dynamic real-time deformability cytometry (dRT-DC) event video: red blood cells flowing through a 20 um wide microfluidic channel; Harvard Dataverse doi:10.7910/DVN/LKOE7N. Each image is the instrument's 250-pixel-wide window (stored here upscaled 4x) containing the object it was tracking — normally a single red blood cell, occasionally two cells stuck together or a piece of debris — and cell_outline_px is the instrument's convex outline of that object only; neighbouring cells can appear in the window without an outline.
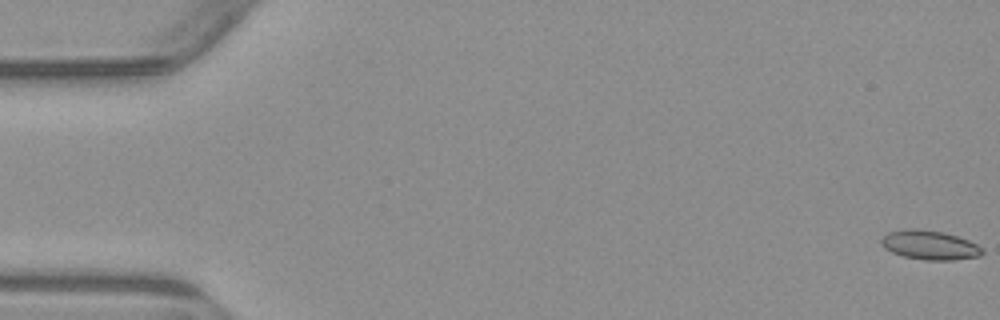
{"species": "common noctule bat (a hibernating species)", "species_latin": "Nyctalus noctula", "temperature_condition": "warm", "stored_images_in_passage": 4, "segment_of_instrument_passage": [2, 2], "camera_frame_rate_fps": 3000, "um_per_image_px": 0.085, "animal": {"sex": "male", "body_mass_g": 23.1, "forearm_length_mm": 52.7}, "frame": {"image": 1, "passage_image": 4, "time_ms": 4.667, "image_size_px": [1000, 320], "cell_outline_px": [[984, 252], [980, 256], [952, 260], [924, 260], [904, 256], [892, 252], [884, 248], [880, 244], [880, 240], [888, 232], [904, 228], [920, 228], [944, 232], [968, 240], [984, 248]], "centroid_in_image_um": [79.01, 20.82], "position_along_channel_um": 6.0, "area_um2": 17.4}}